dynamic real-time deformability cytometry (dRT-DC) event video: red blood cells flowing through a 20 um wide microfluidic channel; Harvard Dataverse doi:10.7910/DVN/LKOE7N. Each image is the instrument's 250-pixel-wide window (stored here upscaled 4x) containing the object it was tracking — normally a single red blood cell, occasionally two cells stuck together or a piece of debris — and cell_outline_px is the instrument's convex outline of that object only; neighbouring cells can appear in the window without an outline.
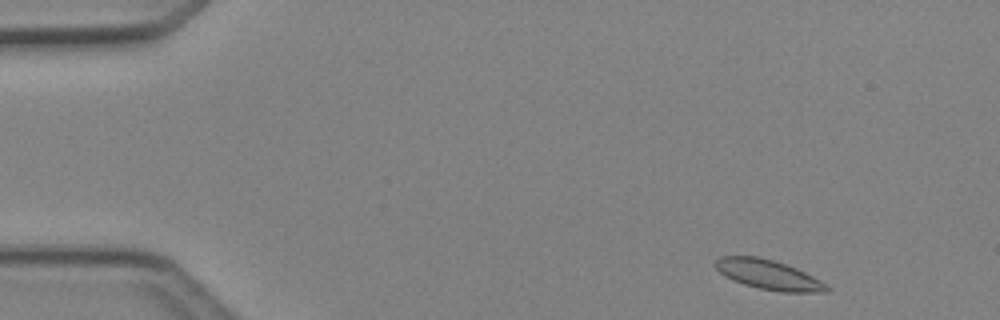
{"species": "Egyptian fruit bat (a non-hibernating species)", "species_latin": "Rousettus aegyptiacus", "temperature_condition": "cold", "stored_images_in_passage": 46, "camera_frame_rate_fps": 3000, "um_per_image_px": 0.085, "animal": {"sex": "female"}, "frame": {"image": 1, "passage_image": 2, "time_ms": 0.333, "image_size_px": [1000, 320], "cell_outline_px": [[832, 288], [828, 292], [780, 292], [760, 288], [744, 284], [732, 280], [724, 276], [716, 268], [716, 260], [720, 256], [756, 256], [772, 260], [796, 268], [820, 280]], "centroid_in_image_um": [65.33, 23.36], "position_along_channel_um": 19.7, "area_um2": 19.07}}
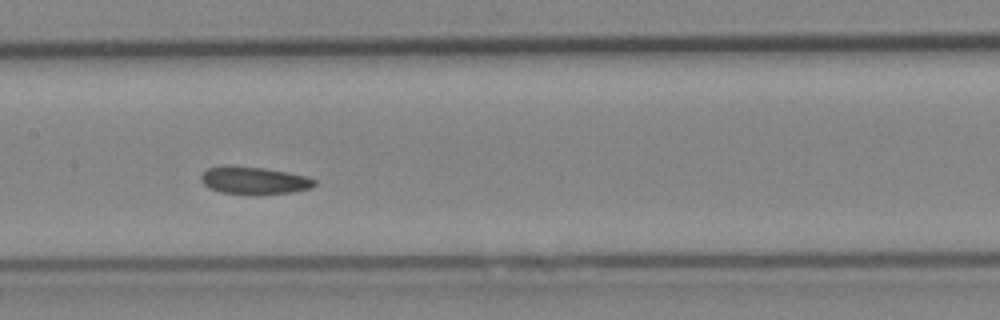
{"frame": {"image": 2, "passage_image": 21, "time_ms": 6.667, "image_size_px": [1000, 320], "cell_outline_px": [[316, 184], [312, 188], [292, 192], [256, 196], [248, 196], [220, 192], [208, 188], [200, 180], [200, 176], [208, 168], [224, 164], [228, 164], [264, 168], [288, 172], [304, 176], [316, 180]], "centroid_in_image_um": [21.55, 15.35], "position_along_channel_um": 185.8, "area_um2": 18.9}}
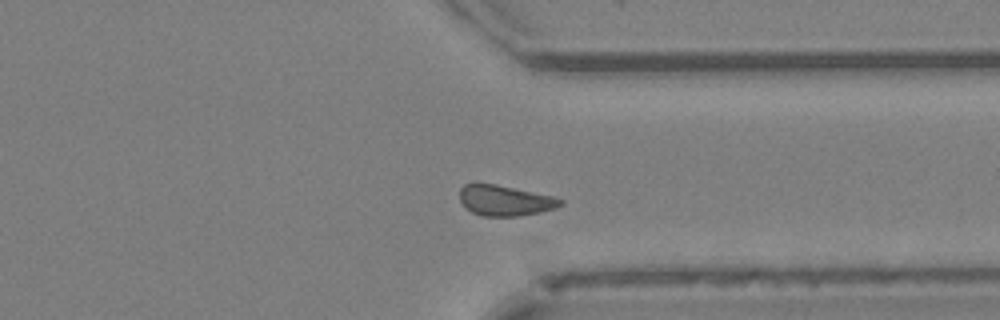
{"frame": {"image": 3, "passage_image": 34, "time_ms": 11.0, "image_size_px": [1000, 320], "cell_outline_px": [[564, 204], [556, 208], [540, 212], [516, 216], [484, 216], [472, 212], [464, 208], [460, 200], [460, 188], [464, 184], [476, 180], [556, 196], [564, 200]], "centroid_in_image_um": [42.9, 17.0], "position_along_channel_um": 368.5, "area_um2": 18.55}, "authors_computed_cell_mechanics": {"area_um2": 18.3804, "velocity_mm_per_s": 4.1872, "shape_relaxation_time_tau1_ms": 1.3919, "shape_relaxation_time_tau2_ms": null, "deformation_change_tau1": 0.0535, "deformation_change_tau2": null}}